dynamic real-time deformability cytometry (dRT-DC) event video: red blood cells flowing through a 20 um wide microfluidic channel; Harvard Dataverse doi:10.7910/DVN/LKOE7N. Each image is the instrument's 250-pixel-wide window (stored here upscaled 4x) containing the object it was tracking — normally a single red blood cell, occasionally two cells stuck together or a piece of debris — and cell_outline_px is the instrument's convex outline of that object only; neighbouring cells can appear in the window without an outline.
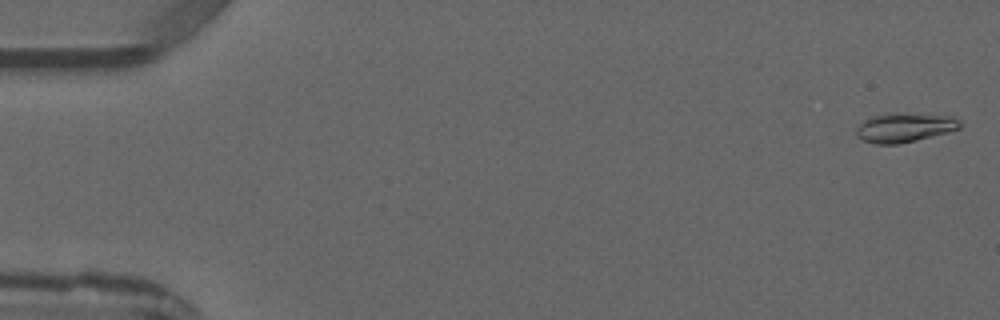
{"species": "common noctule bat (a hibernating species)", "species_latin": "Nyctalus noctula", "temperature_condition": "warm", "stored_images_in_passage": 5, "camera_frame_rate_fps": 3000, "um_per_image_px": 0.085, "animal": {"sex": "male", "forearm_length_mm": 52.5}, "frame": {"image": 1, "passage_image": 1, "time_ms": 0.0, "image_size_px": [1000, 320], "cell_outline_px": [[960, 128], [948, 132], [916, 140], [896, 144], [876, 144], [864, 140], [856, 136], [856, 128], [868, 116], [884, 112], [904, 112], [952, 116], [960, 120]], "centroid_in_image_um": [76.85, 10.8], "position_along_channel_um": 8.1, "area_um2": 18.03}}
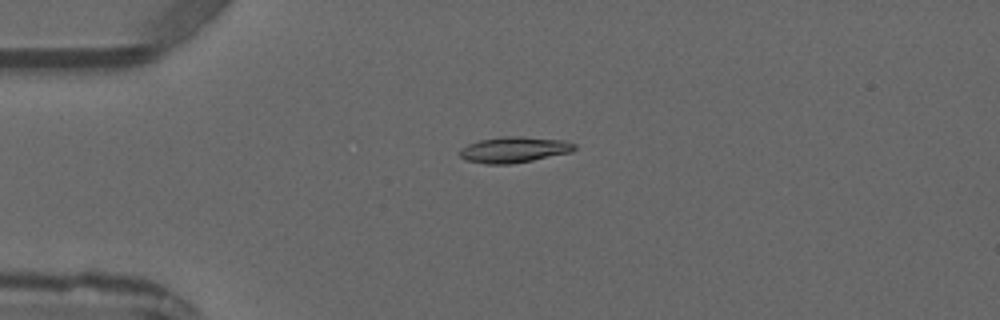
{"frame": {"image": 2, "passage_image": 4, "time_ms": 3.333, "image_size_px": [1000, 320], "cell_outline_px": [[576, 148], [572, 152], [512, 164], [484, 164], [468, 160], [460, 156], [460, 148], [468, 144], [480, 140], [504, 136], [520, 136], [564, 140], [576, 144]], "centroid_in_image_um": [43.71, 12.72], "position_along_channel_um": 41.3, "area_um2": 17.28}}